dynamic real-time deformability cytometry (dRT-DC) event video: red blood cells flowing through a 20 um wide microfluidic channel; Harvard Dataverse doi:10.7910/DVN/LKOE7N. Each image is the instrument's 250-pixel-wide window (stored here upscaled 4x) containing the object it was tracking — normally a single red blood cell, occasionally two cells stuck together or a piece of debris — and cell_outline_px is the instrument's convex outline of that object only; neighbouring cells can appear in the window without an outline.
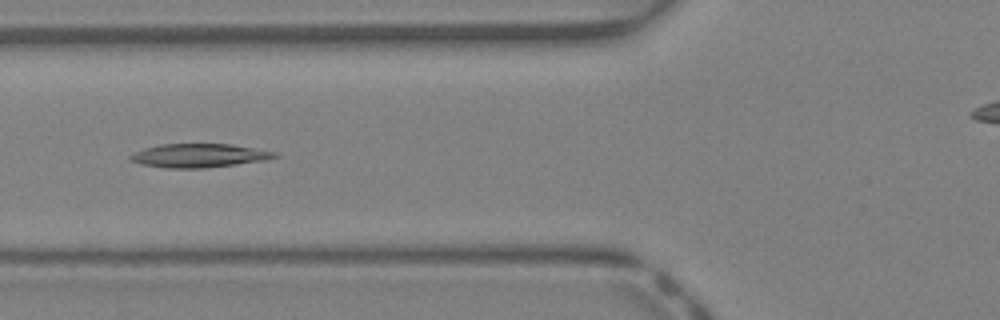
{"species": "Egyptian fruit bat (a non-hibernating species)", "species_latin": "Rousettus aegyptiacus", "temperature_condition": "warm", "stored_images_in_passage": 41, "camera_frame_rate_fps": 3000, "um_per_image_px": 0.085, "animal": {"sex": "female"}, "frame": {"image": 1, "passage_image": 15, "time_ms": 4.667, "image_size_px": [1000, 320], "cell_outline_px": [[280, 156], [268, 160], [236, 164], [200, 168], [164, 168], [140, 164], [128, 160], [128, 156], [144, 148], [160, 144], [232, 144], [280, 152]], "centroid_in_image_um": [16.96, 13.22], "position_along_channel_um": 108.8, "area_um2": 20.17}}
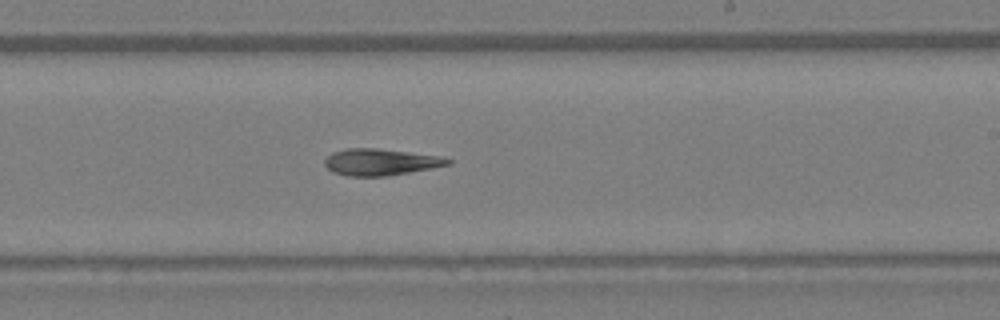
{"frame": {"image": 2, "passage_image": 24, "time_ms": 7.667, "image_size_px": [1000, 320], "cell_outline_px": [[452, 164], [432, 168], [384, 176], [348, 176], [332, 172], [324, 164], [324, 160], [332, 152], [348, 148], [380, 148], [444, 156], [452, 160]], "centroid_in_image_um": [32.37, 13.76], "position_along_channel_um": 256.6, "area_um2": 19.25}}
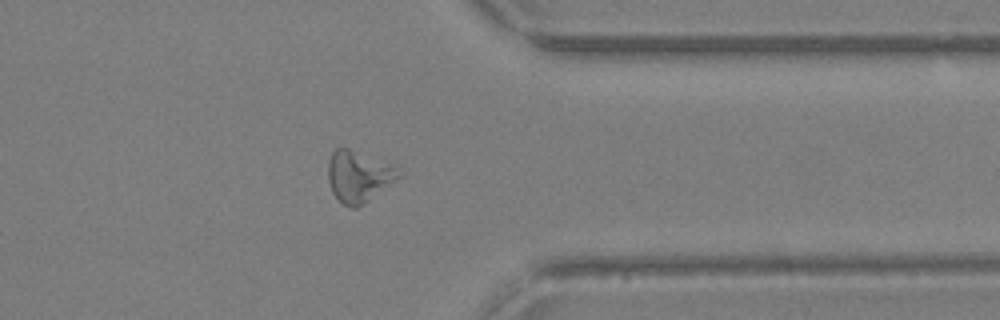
{"frame": {"image": 3, "passage_image": 32, "time_ms": 10.333, "image_size_px": [1000, 320], "cell_outline_px": [[404, 172], [400, 176], [364, 204], [356, 208], [352, 208], [344, 204], [332, 192], [328, 180], [328, 164], [332, 152], [336, 148], [348, 148], [392, 164]], "centroid_in_image_um": [30.49, 14.98], "position_along_channel_um": 380.9, "area_um2": 20.92}, "authors_computed_cell_mechanics": {"area_um2": 20.9236, "velocity_mm_per_s": 4.9419, "shape_relaxation_time_tau1_ms": 6.4482, "shape_relaxation_time_tau2_ms": null, "deformation_change_tau1": 0.1941, "deformation_change_tau2": null}}